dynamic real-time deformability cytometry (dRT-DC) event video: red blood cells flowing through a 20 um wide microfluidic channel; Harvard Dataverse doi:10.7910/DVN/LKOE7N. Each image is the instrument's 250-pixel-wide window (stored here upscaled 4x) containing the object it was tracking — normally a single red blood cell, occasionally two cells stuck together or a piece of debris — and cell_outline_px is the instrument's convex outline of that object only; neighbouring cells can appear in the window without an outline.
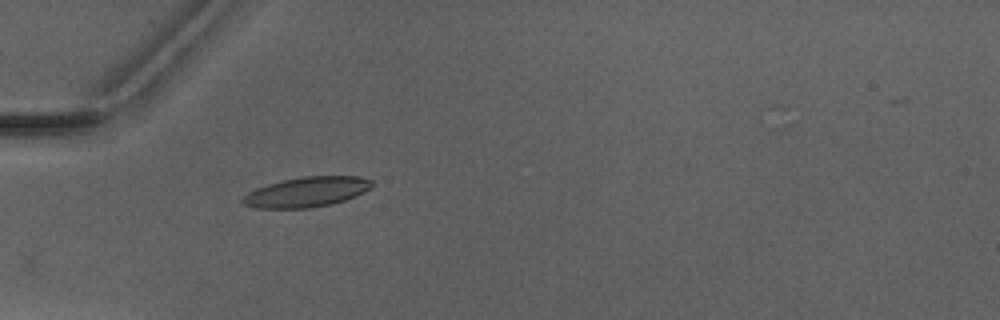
{"species": "Egyptian fruit bat (a non-hibernating species)", "species_latin": "Rousettus aegyptiacus", "temperature_condition": "warm", "stored_images_in_passage": 2, "camera_frame_rate_fps": 3000, "um_per_image_px": 0.085, "animal": {"sex": "male"}, "frame": {"image": 1, "passage_image": 2, "time_ms": 1.333, "image_size_px": [1000, 320], "cell_outline_px": [[372, 188], [356, 196], [332, 204], [308, 208], [256, 208], [244, 204], [240, 200], [248, 192], [268, 184], [284, 180], [304, 176], [360, 176], [372, 180]], "centroid_in_image_um": [26.1, 16.32], "position_along_channel_um": 58.9, "area_um2": 22.54}}